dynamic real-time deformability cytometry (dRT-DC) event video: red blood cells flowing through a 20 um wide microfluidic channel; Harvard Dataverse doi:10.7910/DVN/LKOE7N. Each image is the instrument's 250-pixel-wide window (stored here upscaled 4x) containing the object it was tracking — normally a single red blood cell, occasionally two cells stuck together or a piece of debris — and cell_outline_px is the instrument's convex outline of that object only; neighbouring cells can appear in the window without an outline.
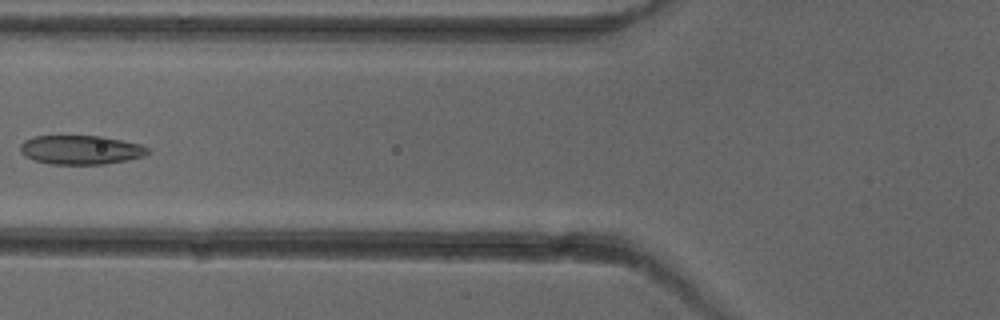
{"species": "common noctule bat (a hibernating species)", "species_latin": "Nyctalus noctula", "temperature_condition": "cold", "stored_images_in_passage": 7, "camera_frame_rate_fps": 3000, "um_per_image_px": 0.085, "animal": {"sex": "female"}, "frame": {"image": 1, "passage_image": 6, "time_ms": 6.0, "image_size_px": [1000, 320], "cell_outline_px": [[148, 152], [144, 156], [104, 164], [48, 164], [24, 156], [20, 152], [20, 144], [24, 140], [32, 136], [104, 136], [140, 144], [148, 148]], "centroid_in_image_um": [6.82, 12.73], "position_along_channel_um": 119.0, "area_um2": 21.56}}
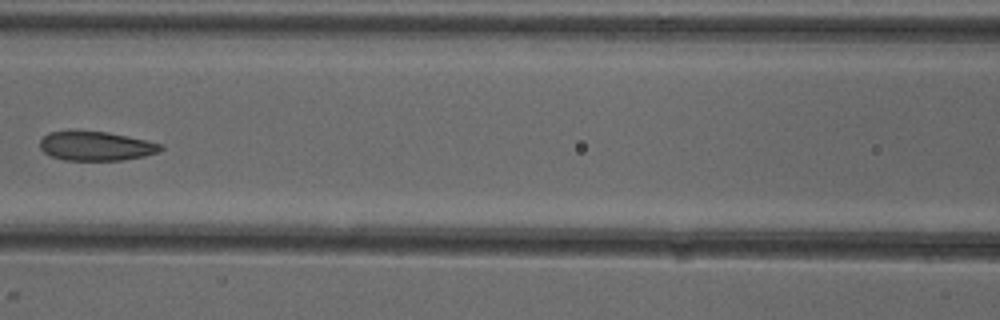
{"frame": {"image": 2, "passage_image": 7, "time_ms": 7.0, "image_size_px": [1000, 320], "cell_outline_px": [[164, 148], [160, 152], [144, 156], [120, 160], [64, 160], [52, 156], [44, 152], [40, 148], [40, 140], [48, 132], [108, 132], [128, 136], [164, 144]], "centroid_in_image_um": [8.21, 12.42], "position_along_channel_um": 158.4, "area_um2": 20.35}}